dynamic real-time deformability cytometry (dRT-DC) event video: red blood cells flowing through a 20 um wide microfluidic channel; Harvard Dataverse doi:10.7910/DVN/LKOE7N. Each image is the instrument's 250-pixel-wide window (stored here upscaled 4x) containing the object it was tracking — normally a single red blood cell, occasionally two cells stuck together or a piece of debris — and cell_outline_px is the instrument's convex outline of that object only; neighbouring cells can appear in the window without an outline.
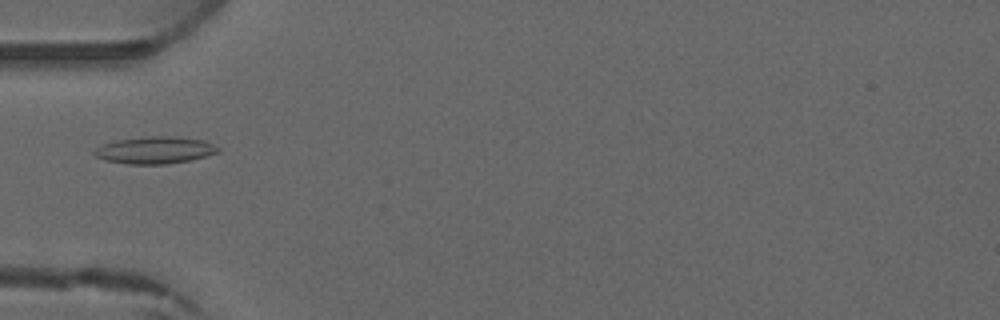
{"species": "common noctule bat (a hibernating species)", "species_latin": "Nyctalus noctula", "temperature_condition": "warm", "stored_images_in_passage": 6, "camera_frame_rate_fps": 3000, "um_per_image_px": 0.085, "animal": {"sex": "male", "forearm_length_mm": 52.5}, "frame": {"image": 1, "passage_image": 5, "time_ms": 4.667, "image_size_px": [1000, 320], "cell_outline_px": [[220, 152], [188, 160], [164, 164], [128, 164], [104, 160], [96, 156], [92, 152], [96, 148], [104, 144], [116, 140], [148, 136], [172, 136], [204, 140], [220, 148]], "centroid_in_image_um": [13.15, 12.76], "position_along_channel_um": 71.8, "area_um2": 19.36}}
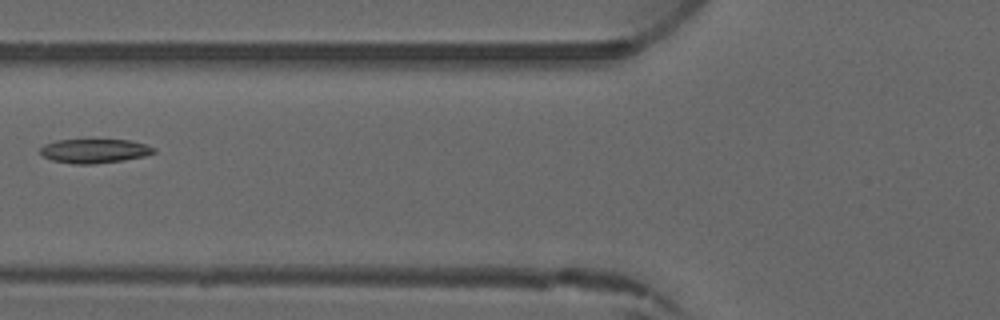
{"frame": {"image": 2, "passage_image": 6, "time_ms": 5.667, "image_size_px": [1000, 320], "cell_outline_px": [[156, 152], [144, 156], [124, 160], [92, 164], [76, 164], [52, 160], [44, 156], [40, 152], [40, 148], [44, 144], [56, 140], [128, 140], [144, 144], [156, 148]], "centroid_in_image_um": [8.03, 12.83], "position_along_channel_um": 117.8, "area_um2": 15.84}}